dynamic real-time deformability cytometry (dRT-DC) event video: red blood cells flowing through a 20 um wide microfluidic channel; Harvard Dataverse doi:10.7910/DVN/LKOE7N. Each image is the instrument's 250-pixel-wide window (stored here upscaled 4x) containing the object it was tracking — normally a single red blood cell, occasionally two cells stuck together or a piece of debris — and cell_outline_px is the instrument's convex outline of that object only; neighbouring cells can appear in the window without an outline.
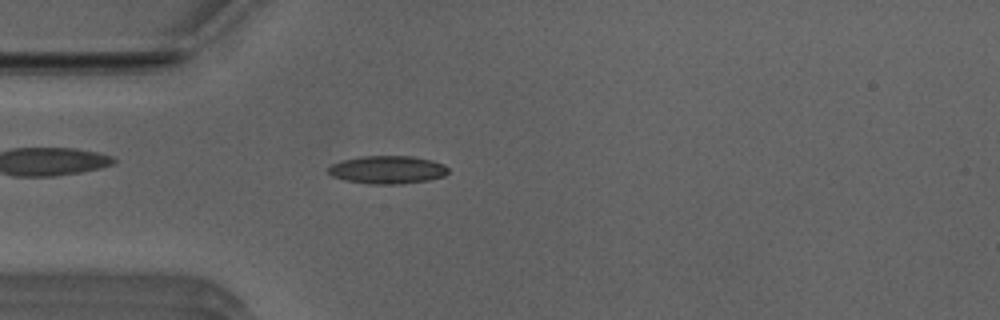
{"species": "Egyptian fruit bat (a non-hibernating species)", "species_latin": "Rousettus aegyptiacus", "temperature_condition": "room temperature", "stored_images_in_passage": 50, "camera_frame_rate_fps": 3000, "um_per_image_px": 0.085, "animal": {"sex": "male"}, "frame": {"image": 1, "passage_image": 13, "time_ms": 4.0, "image_size_px": [1000, 320], "cell_outline_px": [[448, 172], [444, 176], [428, 180], [400, 184], [368, 184], [344, 180], [332, 176], [328, 172], [328, 168], [332, 164], [340, 160], [360, 156], [412, 156], [432, 160], [444, 164], [448, 168]], "centroid_in_image_um": [32.92, 14.42], "position_along_channel_um": 52.1, "area_um2": 19.71}}
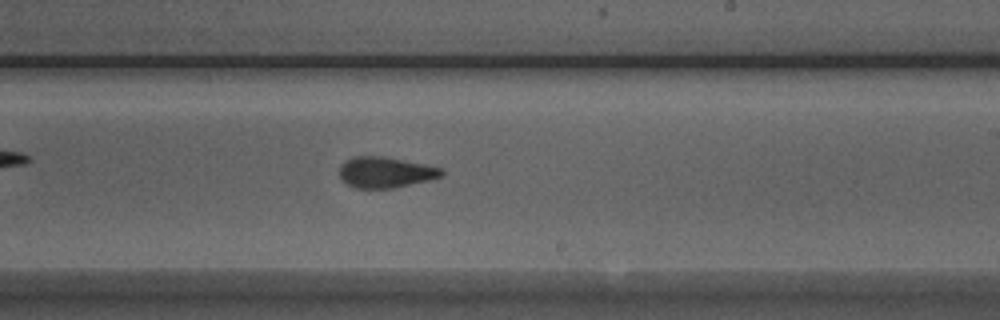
{"frame": {"image": 2, "passage_image": 29, "time_ms": 9.333, "image_size_px": [1000, 320], "cell_outline_px": [[444, 172], [440, 176], [428, 180], [392, 188], [356, 188], [340, 180], [340, 164], [344, 160], [352, 156], [384, 156], [444, 168]], "centroid_in_image_um": [32.72, 14.63], "position_along_channel_um": 256.3, "area_um2": 18.38}}
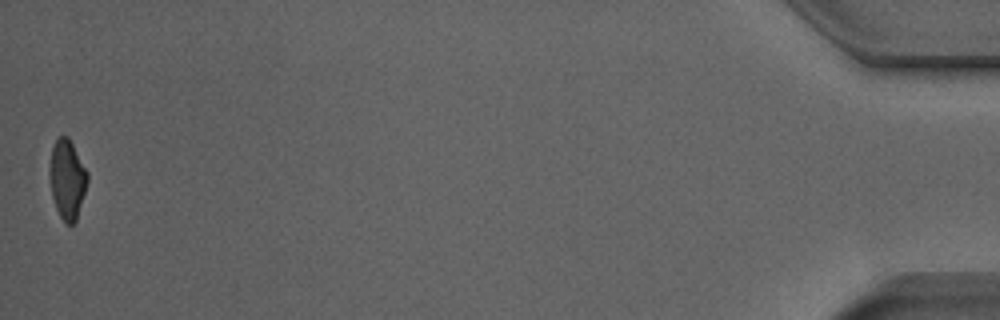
{"frame": {"image": 3, "passage_image": 50, "time_ms": 16.333, "image_size_px": [1000, 320], "cell_outline_px": [[88, 180], [76, 220], [72, 224], [64, 224], [56, 208], [52, 196], [48, 172], [48, 168], [52, 148], [56, 140], [60, 136], [68, 136], [88, 172]], "centroid_in_image_um": [5.69, 15.23], "position_along_channel_um": 429.5, "area_um2": 17.51}, "authors_computed_cell_mechanics": {"area_um2": 18.3226, "velocity_mm_per_s": 3.9546, "shape_relaxation_time_tau1_ms": 5.6586, "shape_relaxation_time_tau2_ms": 1.7305, "deformation_change_tau1": 0.1644, "deformation_change_tau2": 0.0916}}